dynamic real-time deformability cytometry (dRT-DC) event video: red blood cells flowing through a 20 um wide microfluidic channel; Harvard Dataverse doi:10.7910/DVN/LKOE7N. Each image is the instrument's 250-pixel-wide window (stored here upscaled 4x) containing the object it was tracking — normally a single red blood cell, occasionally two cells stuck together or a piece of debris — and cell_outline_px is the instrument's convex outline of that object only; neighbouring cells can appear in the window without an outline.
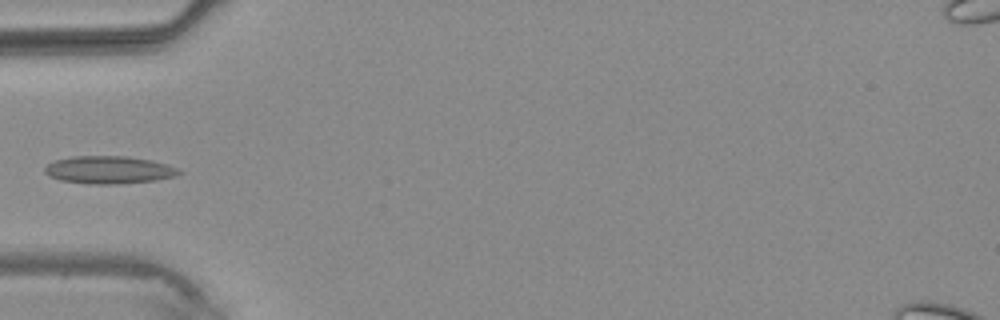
{"species": "common noctule bat (a hibernating species)", "species_latin": "Nyctalus noctula", "temperature_condition": "warm", "stored_images_in_passage": 2, "camera_frame_rate_fps": 3000, "um_per_image_px": 0.085, "animal": {"sex": "male", "body_mass_g": 20.4}, "frame": {"image": 1, "passage_image": 2, "time_ms": 1.333, "image_size_px": [1000, 320], "cell_outline_px": [[180, 172], [176, 176], [156, 180], [120, 184], [88, 184], [60, 180], [48, 176], [44, 172], [44, 168], [52, 160], [76, 156], [124, 156], [152, 160], [168, 164], [180, 168]], "centroid_in_image_um": [9.25, 14.44], "position_along_channel_um": 75.7, "area_um2": 21.85}}